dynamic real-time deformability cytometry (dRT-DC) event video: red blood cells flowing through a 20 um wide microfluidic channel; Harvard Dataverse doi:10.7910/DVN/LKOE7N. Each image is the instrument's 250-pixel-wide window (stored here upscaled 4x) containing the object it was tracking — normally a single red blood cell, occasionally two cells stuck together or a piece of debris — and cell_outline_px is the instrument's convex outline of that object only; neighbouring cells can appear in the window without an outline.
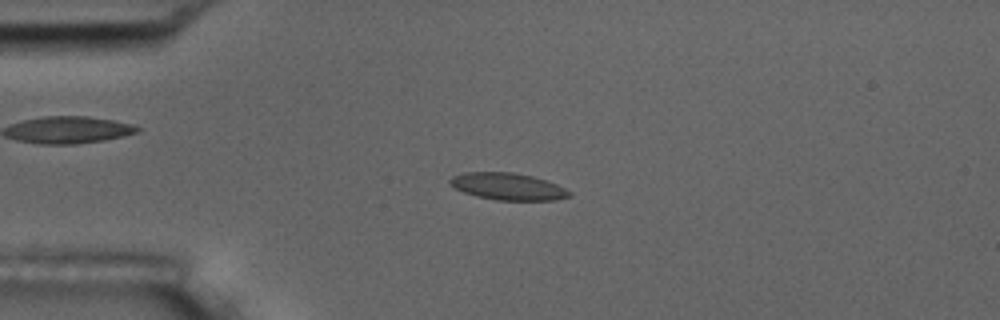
{"species": "common noctule bat (a hibernating species)", "species_latin": "Nyctalus noctula", "temperature_condition": "room temperature", "stored_images_in_passage": 55, "camera_frame_rate_fps": 3000, "um_per_image_px": 0.085, "animal": {"sex": "male", "body_mass_g": 17.5, "forearm_length_mm": 52.3}, "frame": {"image": 1, "passage_image": 13, "time_ms": 4.0, "image_size_px": [1000, 320], "cell_outline_px": [[572, 196], [556, 200], [496, 200], [476, 196], [464, 192], [456, 188], [448, 180], [452, 176], [464, 172], [512, 172], [532, 176], [556, 184], [572, 192]], "centroid_in_image_um": [43.18, 15.85], "position_along_channel_um": 41.8, "area_um2": 18.67}}
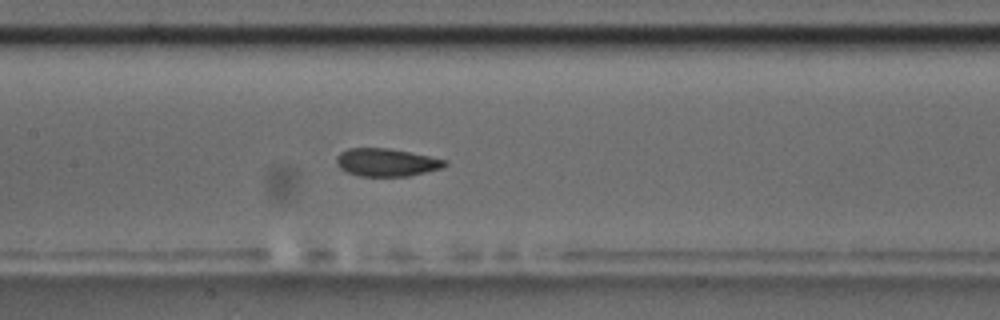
{"frame": {"image": 2, "passage_image": 26, "time_ms": 8.333, "image_size_px": [1000, 320], "cell_outline_px": [[448, 164], [440, 168], [408, 176], [360, 176], [348, 172], [340, 168], [336, 164], [336, 156], [340, 152], [348, 148], [388, 148], [448, 160]], "centroid_in_image_um": [32.81, 13.8], "position_along_channel_um": 174.6, "area_um2": 17.46}}
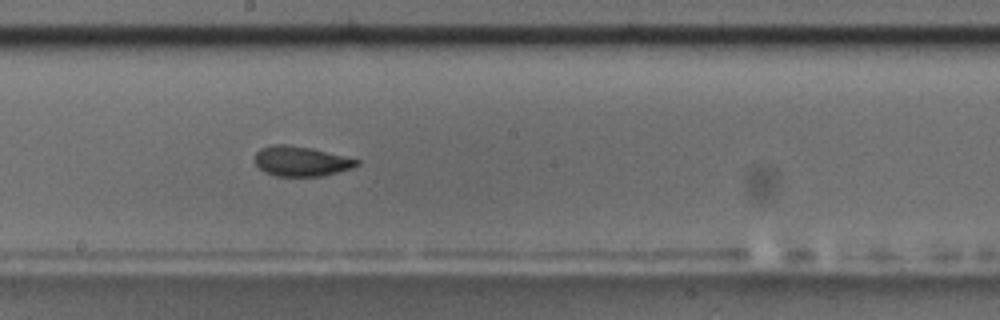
{"frame": {"image": 3, "passage_image": 30, "time_ms": 9.667, "image_size_px": [1000, 320], "cell_outline_px": [[360, 164], [352, 168], [320, 176], [276, 176], [264, 172], [252, 160], [256, 152], [260, 148], [272, 144], [284, 144], [312, 148], [360, 160]], "centroid_in_image_um": [25.54, 13.69], "position_along_channel_um": 222.7, "area_um2": 17.86}, "authors_computed_cell_mechanics": {"area_um2": 18.207, "velocity_mm_per_s": 3.6293, "shape_relaxation_time_tau1_ms": null, "shape_relaxation_time_tau2_ms": 1.4223, "deformation_change_tau1": null, "deformation_change_tau2": 0.0564}}